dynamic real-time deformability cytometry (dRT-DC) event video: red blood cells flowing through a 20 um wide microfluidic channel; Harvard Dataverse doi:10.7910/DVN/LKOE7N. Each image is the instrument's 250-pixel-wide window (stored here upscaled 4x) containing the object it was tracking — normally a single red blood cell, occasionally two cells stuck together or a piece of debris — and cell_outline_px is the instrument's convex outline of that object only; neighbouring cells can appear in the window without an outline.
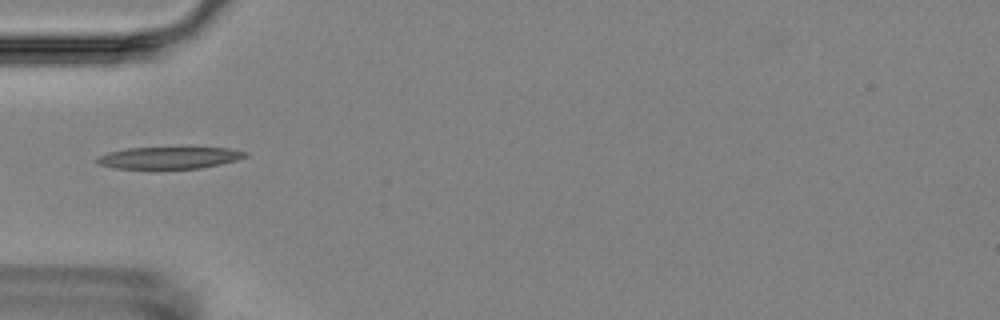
{"species": "Egyptian fruit bat (a non-hibernating species)", "species_latin": "Rousettus aegyptiacus", "temperature_condition": "room temperature", "stored_images_in_passage": 1, "camera_frame_rate_fps": 3000, "um_per_image_px": 0.085, "animal": {"sex": "female"}, "frame": {"image": 1, "passage_image": 1, "time_ms": 0.0, "image_size_px": [1000, 320], "cell_outline_px": [[248, 156], [236, 160], [220, 164], [200, 168], [156, 172], [148, 172], [112, 168], [100, 164], [96, 160], [100, 156], [108, 152], [124, 148], [232, 148], [248, 152]], "centroid_in_image_um": [14.33, 13.47], "position_along_channel_um": 70.7, "area_um2": 20.06}}